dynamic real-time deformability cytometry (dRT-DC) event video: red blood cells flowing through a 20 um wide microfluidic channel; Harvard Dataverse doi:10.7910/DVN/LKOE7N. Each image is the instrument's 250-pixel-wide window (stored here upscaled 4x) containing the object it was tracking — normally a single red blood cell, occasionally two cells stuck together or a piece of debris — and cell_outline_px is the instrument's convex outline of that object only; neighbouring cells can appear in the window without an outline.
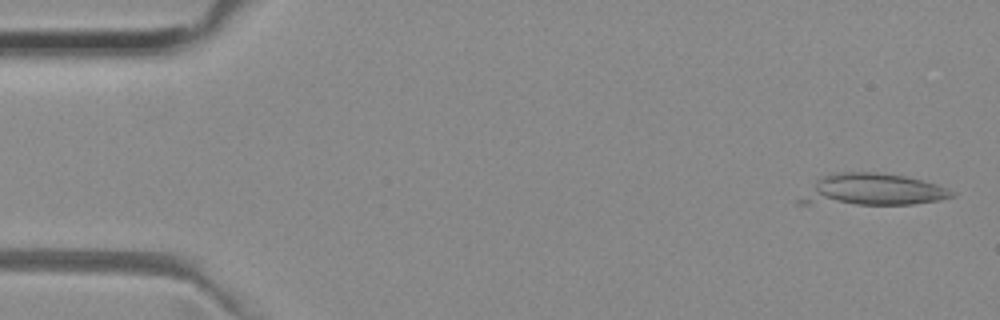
{"species": "common noctule bat (a hibernating species)", "species_latin": "Nyctalus noctula", "temperature_condition": "room temperature", "stored_images_in_passage": 51, "camera_frame_rate_fps": 3000, "um_per_image_px": 0.085, "animal": {"sex": "female", "body_mass_g": 29.2, "forearm_length_mm": 56.3}, "frame": {"image": 1, "passage_image": 1, "time_ms": 0.0, "image_size_px": [1000, 320], "cell_outline_px": [[956, 196], [940, 200], [912, 204], [796, 204], [796, 200], [824, 176], [840, 172], [876, 172], [904, 176], [936, 184], [956, 192]], "centroid_in_image_um": [74.17, 16.15], "position_along_channel_um": 10.8, "area_um2": 27.86}}
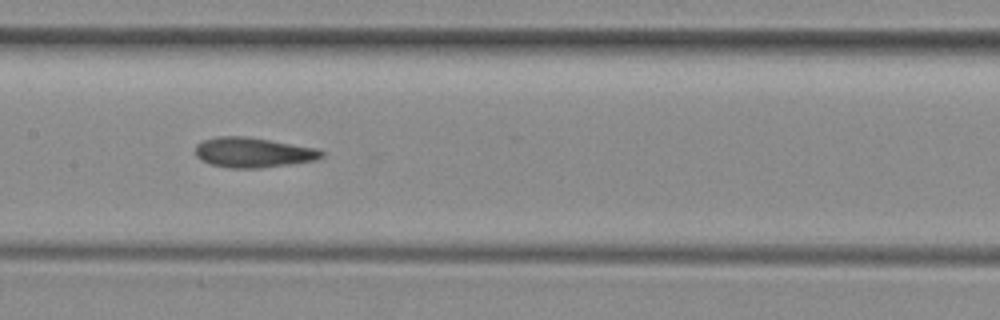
{"frame": {"image": 2, "passage_image": 24, "time_ms": 7.667, "image_size_px": [1000, 320], "cell_outline_px": [[324, 156], [312, 160], [288, 164], [260, 168], [228, 168], [212, 164], [196, 156], [196, 144], [204, 140], [216, 136], [244, 136], [316, 148], [324, 152]], "centroid_in_image_um": [21.48, 12.95], "position_along_channel_um": 185.9, "area_um2": 21.68}}
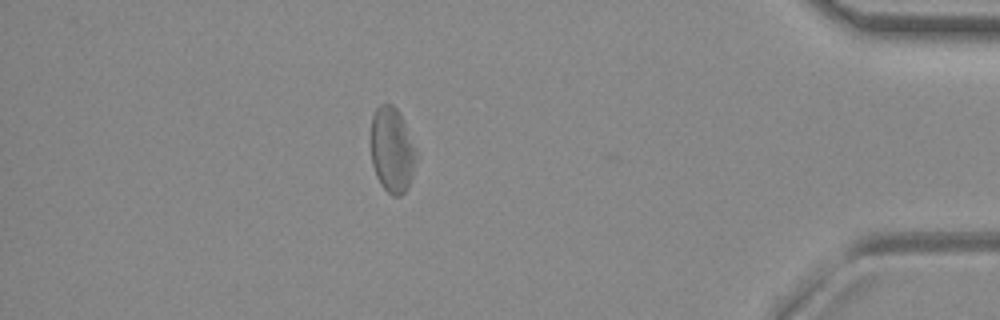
{"frame": {"image": 3, "passage_image": 44, "time_ms": 14.333, "image_size_px": [1000, 320], "cell_outline_px": [[416, 156], [412, 176], [408, 188], [400, 196], [392, 196], [380, 184], [376, 176], [372, 164], [372, 116], [376, 108], [380, 104], [392, 104], [396, 108], [404, 124]], "centroid_in_image_um": [33.29, 12.79], "position_along_channel_um": 401.9, "area_um2": 21.85}, "authors_computed_cell_mechanics": {"area_um2": 23.0622, "velocity_mm_per_s": 3.9622, "shape_relaxation_time_tau1_ms": null, "shape_relaxation_time_tau2_ms": 3.0203, "deformation_change_tau1": null, "deformation_change_tau2": 0.1033}}